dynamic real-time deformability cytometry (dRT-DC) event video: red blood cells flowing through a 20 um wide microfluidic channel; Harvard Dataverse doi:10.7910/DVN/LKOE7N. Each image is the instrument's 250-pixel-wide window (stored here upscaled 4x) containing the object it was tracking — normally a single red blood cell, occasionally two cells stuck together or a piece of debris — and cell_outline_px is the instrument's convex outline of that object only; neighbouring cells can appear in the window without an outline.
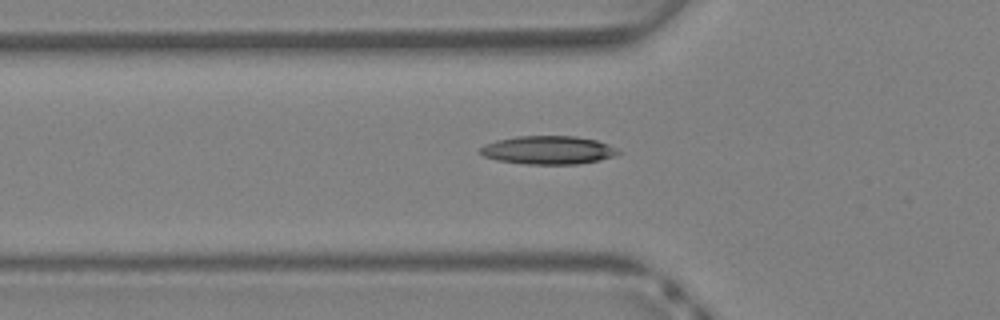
{"species": "Egyptian fruit bat (a non-hibernating species)", "species_latin": "Rousettus aegyptiacus", "temperature_condition": "warm", "stored_images_in_passage": 36, "camera_frame_rate_fps": 3000, "um_per_image_px": 0.085, "animal": {"sex": "female"}, "frame": {"image": 1, "passage_image": 14, "time_ms": 4.333, "image_size_px": [1000, 320], "cell_outline_px": [[620, 152], [612, 156], [600, 160], [576, 164], [528, 164], [496, 160], [484, 156], [480, 152], [480, 148], [484, 144], [496, 140], [516, 136], [576, 136], [596, 140], [608, 144], [616, 148]], "centroid_in_image_um": [46.57, 12.75], "position_along_channel_um": 79.2, "area_um2": 22.72}}
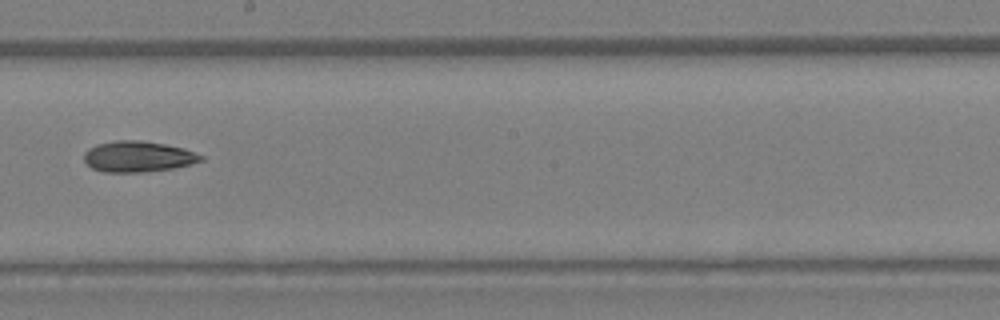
{"frame": {"image": 2, "passage_image": 23, "time_ms": 7.333, "image_size_px": [1000, 320], "cell_outline_px": [[204, 160], [192, 164], [172, 168], [144, 172], [104, 172], [92, 168], [84, 160], [84, 152], [88, 148], [96, 144], [116, 140], [140, 140], [164, 144], [184, 148], [204, 156]], "centroid_in_image_um": [11.73, 13.3], "position_along_channel_um": 236.5, "area_um2": 21.1}}
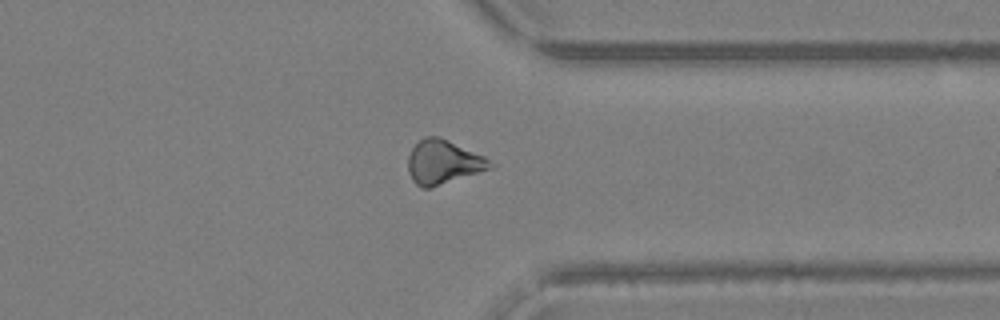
{"frame": {"image": 3, "passage_image": 31, "time_ms": 10.0, "image_size_px": [1000, 320], "cell_outline_px": [[496, 164], [492, 168], [432, 188], [420, 188], [412, 180], [408, 172], [408, 156], [412, 148], [424, 136], [440, 136], [484, 156]], "centroid_in_image_um": [37.67, 13.79], "position_along_channel_um": 373.7, "area_um2": 21.27}}